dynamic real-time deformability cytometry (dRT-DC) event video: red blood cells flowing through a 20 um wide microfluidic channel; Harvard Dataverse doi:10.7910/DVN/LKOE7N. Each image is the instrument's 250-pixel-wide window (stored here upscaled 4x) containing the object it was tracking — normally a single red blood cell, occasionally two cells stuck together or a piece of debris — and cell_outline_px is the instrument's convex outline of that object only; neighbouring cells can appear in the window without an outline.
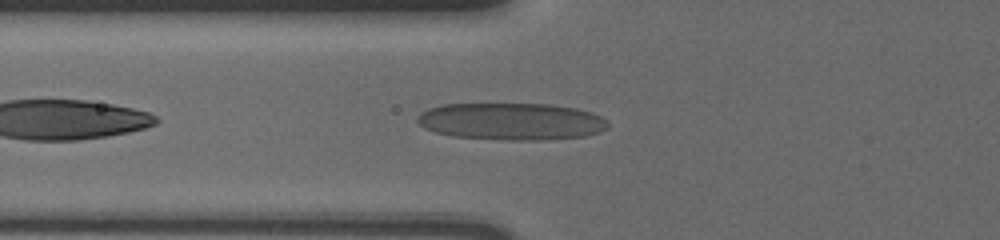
{"species": "human", "species_latin": "Homo sapiens", "temperature_condition": "cold", "stored_images_in_passage": 38, "camera_frame_rate_fps": 3000, "um_per_image_px": 0.085, "donor": {"sex": "male"}, "frame": {"image": 1, "passage_image": 4, "time_ms": 1.0, "image_size_px": [1000, 240], "cell_outline_px": [[608, 128], [600, 132], [584, 136], [548, 140], [504, 140], [452, 136], [436, 132], [424, 128], [416, 120], [416, 116], [420, 112], [428, 108], [444, 104], [548, 104], [576, 108], [592, 112], [608, 120]], "centroid_in_image_um": [43.47, 10.32], "position_along_channel_um": 82.3, "area_um2": 41.56}}
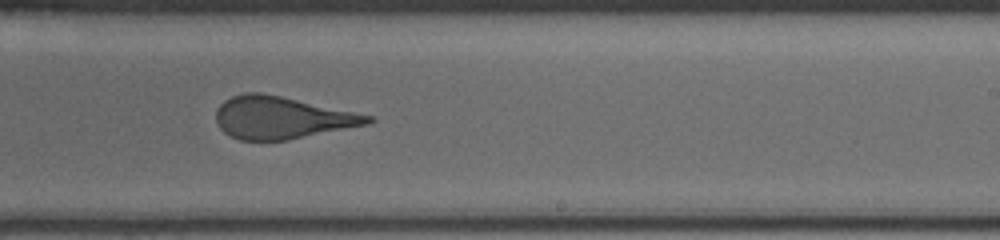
{"frame": {"image": 2, "passage_image": 19, "time_ms": 6.0, "image_size_px": [1000, 240], "cell_outline_px": [[376, 120], [368, 124], [288, 140], [240, 140], [224, 132], [220, 128], [216, 120], [216, 108], [224, 100], [232, 96], [244, 92], [260, 92], [280, 96], [376, 116]], "centroid_in_image_um": [23.96, 9.99], "position_along_channel_um": 265.0, "area_um2": 37.4}}
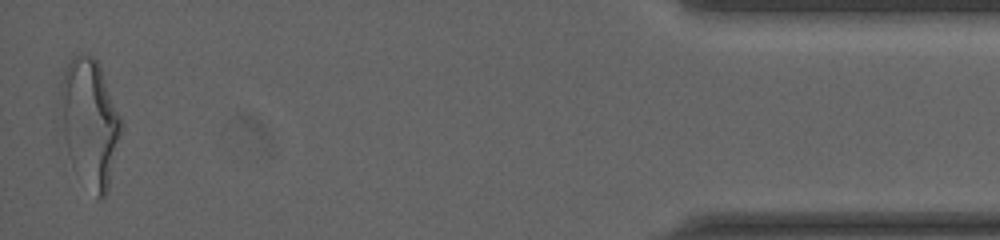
{"frame": {"image": 3, "passage_image": 38, "time_ms": 12.333, "image_size_px": [1000, 240], "cell_outline_px": [[124, 124], [108, 192], [104, 200], [96, 200], [72, 164], [68, 152], [64, 136], [60, 92], [60, 84], [64, 72], [68, 64], [76, 56], [84, 52], [92, 56], [96, 60], [100, 68], [124, 120]], "centroid_in_image_um": [7.69, 10.48], "position_along_channel_um": 427.5, "area_um2": 45.32}, "authors_computed_cell_mechanics": {"area_um2": 38.8994, "velocity_mm_per_s": 3.6448, "shape_relaxation_time_tau1_ms": 7.1029, "shape_relaxation_time_tau2_ms": 0.9187, "deformation_change_tau1": 0.2268, "deformation_change_tau2": 0.0835}}